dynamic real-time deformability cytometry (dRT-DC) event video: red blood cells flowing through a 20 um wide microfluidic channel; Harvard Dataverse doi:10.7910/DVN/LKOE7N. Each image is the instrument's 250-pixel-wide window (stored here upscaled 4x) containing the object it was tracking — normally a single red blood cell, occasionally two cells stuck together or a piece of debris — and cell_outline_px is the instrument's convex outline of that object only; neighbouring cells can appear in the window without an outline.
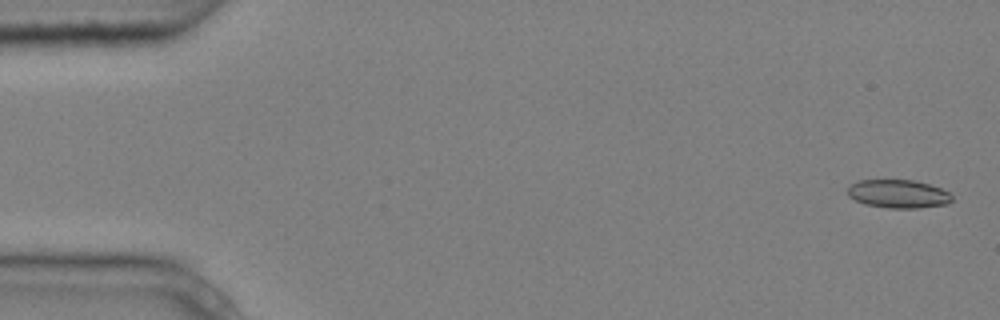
{"species": "common noctule bat (a hibernating species)", "species_latin": "Nyctalus noctula", "temperature_condition": "cold", "stored_images_in_passage": 5, "camera_frame_rate_fps": 3000, "um_per_image_px": 0.085, "animal": {"sex": "male", "body_mass_g": 20.4}, "frame": {"image": 1, "passage_image": 1, "time_ms": 0.0, "image_size_px": [1000, 320], "cell_outline_px": [[952, 200], [948, 204], [920, 208], [888, 208], [864, 204], [848, 196], [848, 188], [856, 180], [916, 180], [940, 188], [948, 192], [952, 196]], "centroid_in_image_um": [76.36, 16.48], "position_along_channel_um": 8.6, "area_um2": 17.28}}
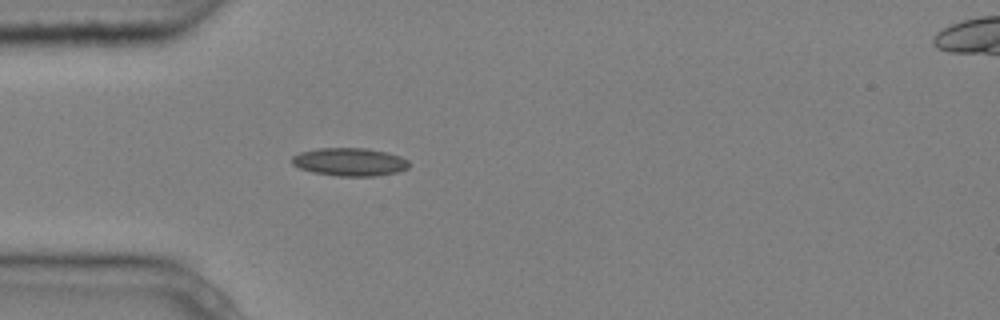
{"frame": {"image": 2, "passage_image": 5, "time_ms": 1.333, "image_size_px": [1000, 320], "cell_outline_px": [[408, 168], [396, 172], [376, 176], [336, 176], [312, 172], [300, 168], [292, 164], [292, 156], [300, 152], [316, 148], [364, 148], [384, 152], [400, 156], [408, 160]], "centroid_in_image_um": [29.69, 13.76], "position_along_channel_um": 55.3, "area_um2": 19.07}}